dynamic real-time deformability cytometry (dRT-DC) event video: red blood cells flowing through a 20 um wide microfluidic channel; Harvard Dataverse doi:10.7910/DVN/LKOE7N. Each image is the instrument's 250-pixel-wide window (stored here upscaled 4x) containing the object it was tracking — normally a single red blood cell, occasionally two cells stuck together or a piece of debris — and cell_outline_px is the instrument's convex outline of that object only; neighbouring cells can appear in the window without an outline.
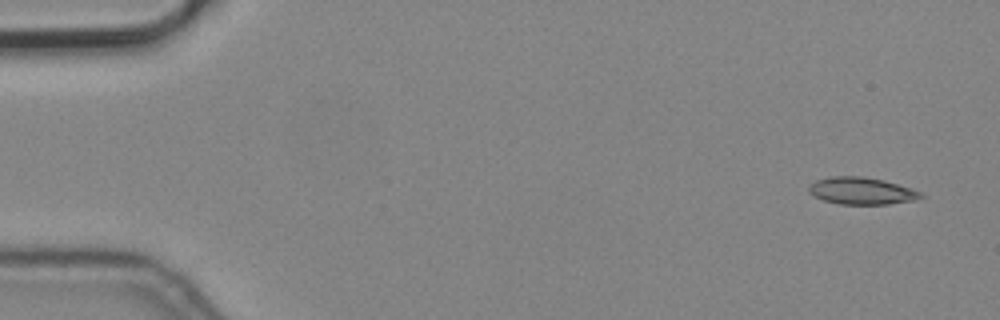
{"species": "common noctule bat (a hibernating species)", "species_latin": "Nyctalus noctula", "temperature_condition": "cold", "stored_images_in_passage": 4, "camera_frame_rate_fps": 3000, "um_per_image_px": 0.085, "animal": {"sex": "male", "body_mass_g": 19.2, "forearm_length_mm": 51.8}, "frame": {"image": 1, "passage_image": 1, "time_ms": 0.0, "image_size_px": [1000, 320], "cell_outline_px": [[924, 196], [916, 200], [888, 204], [840, 204], [824, 200], [808, 192], [808, 188], [816, 180], [832, 176], [864, 176], [884, 180], [912, 188], [920, 192]], "centroid_in_image_um": [73.26, 16.22], "position_along_channel_um": 11.7, "area_um2": 17.63}}
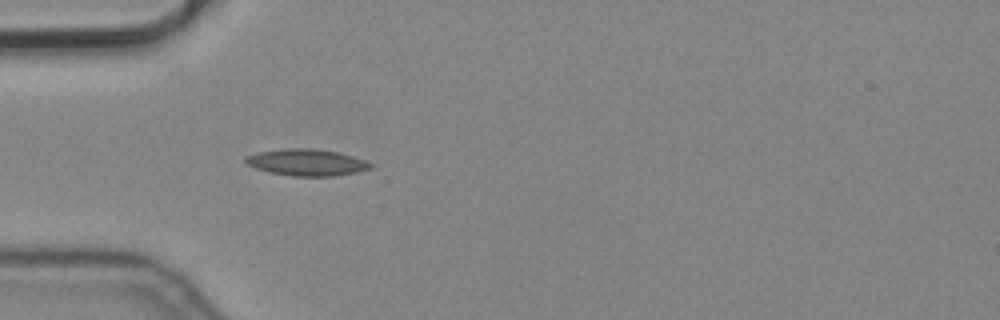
{"frame": {"image": 2, "passage_image": 4, "time_ms": 1.0, "image_size_px": [1000, 320], "cell_outline_px": [[376, 164], [372, 168], [356, 172], [332, 176], [292, 176], [268, 172], [244, 164], [244, 156], [256, 152], [284, 148], [312, 148], [340, 152]], "centroid_in_image_um": [26.03, 13.79], "position_along_channel_um": 59.0, "area_um2": 19.71}}